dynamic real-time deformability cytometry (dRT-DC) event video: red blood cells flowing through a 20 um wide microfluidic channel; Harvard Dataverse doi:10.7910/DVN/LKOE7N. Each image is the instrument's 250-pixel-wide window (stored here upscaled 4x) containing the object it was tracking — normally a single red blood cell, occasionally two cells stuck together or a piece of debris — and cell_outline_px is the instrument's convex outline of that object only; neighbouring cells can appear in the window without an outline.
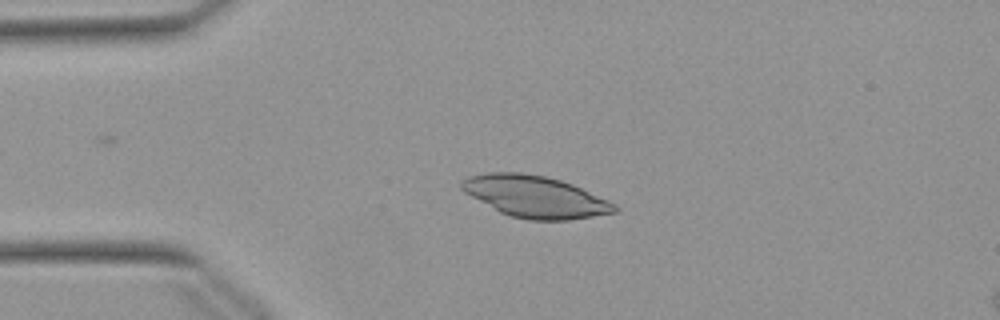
{"species": "Egyptian fruit bat (a non-hibernating species)", "species_latin": "Rousettus aegyptiacus", "temperature_condition": "warm", "stored_images_in_passage": 44, "camera_frame_rate_fps": 3000, "um_per_image_px": 0.085, "animal": {"sex": "female"}, "frame": {"image": 1, "passage_image": 11, "time_ms": 3.333, "image_size_px": [1000, 320], "cell_outline_px": [[620, 208], [616, 212], [568, 220], [528, 220], [512, 216], [500, 212], [464, 192], [460, 188], [460, 180], [468, 176], [488, 172], [520, 172], [544, 176], [560, 180], [572, 184], [608, 200], [616, 204]], "centroid_in_image_um": [45.47, 16.71], "position_along_channel_um": 39.5, "area_um2": 37.05}}
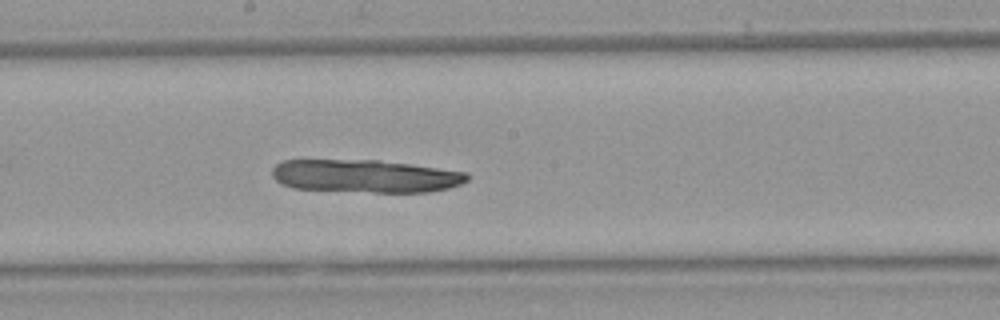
{"frame": {"image": 2, "passage_image": 27, "time_ms": 8.667, "image_size_px": [1000, 320], "cell_outline_px": [[468, 180], [460, 184], [448, 188], [428, 192], [372, 192], [292, 188], [276, 180], [272, 176], [272, 168], [276, 164], [284, 160], [380, 160], [412, 164], [468, 172]], "centroid_in_image_um": [31.07, 14.96], "position_along_channel_um": 217.1, "area_um2": 37.45}}